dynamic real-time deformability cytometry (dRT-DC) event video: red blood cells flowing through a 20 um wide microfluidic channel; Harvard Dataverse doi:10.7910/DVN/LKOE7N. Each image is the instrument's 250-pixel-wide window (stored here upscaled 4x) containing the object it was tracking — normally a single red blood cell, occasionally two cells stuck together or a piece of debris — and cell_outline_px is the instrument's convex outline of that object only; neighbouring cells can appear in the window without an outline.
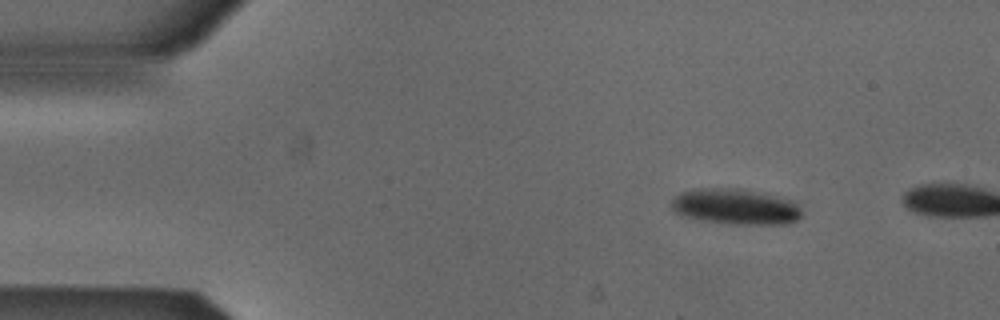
{"species": "Egyptian fruit bat (a non-hibernating species)", "species_latin": "Rousettus aegyptiacus", "temperature_condition": "cold", "stored_images_in_passage": 2, "camera_frame_rate_fps": 3000, "um_per_image_px": 0.085, "animal": {"sex": "male"}, "frame": {"image": 1, "passage_image": 1, "time_ms": 0.0, "image_size_px": [1000, 320], "cell_outline_px": [[800, 216], [796, 220], [784, 224], [736, 224], [708, 220], [688, 216], [676, 212], [672, 208], [672, 200], [680, 192], [696, 188], [740, 188], [764, 192], [792, 200], [800, 208]], "centroid_in_image_um": [62.56, 17.53], "position_along_channel_um": 22.4, "area_um2": 26.82}}